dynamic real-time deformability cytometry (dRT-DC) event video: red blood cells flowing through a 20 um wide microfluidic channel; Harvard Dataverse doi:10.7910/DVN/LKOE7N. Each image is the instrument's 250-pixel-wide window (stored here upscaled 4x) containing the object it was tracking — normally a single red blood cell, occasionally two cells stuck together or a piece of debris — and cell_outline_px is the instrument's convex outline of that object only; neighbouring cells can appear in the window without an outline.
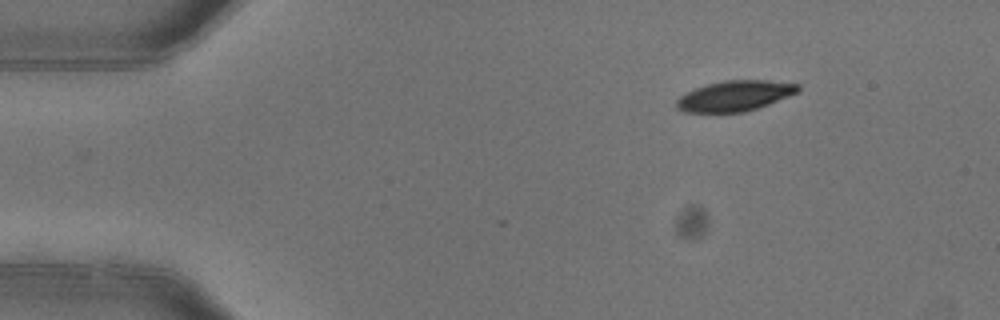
{"species": "common noctule bat (a hibernating species)", "species_latin": "Nyctalus noctula", "temperature_condition": "warm", "stored_images_in_passage": 3, "camera_frame_rate_fps": 3000, "um_per_image_px": 0.085, "animal": {"sex": "female"}, "frame": {"image": 1, "passage_image": 1, "time_ms": 0.0, "image_size_px": [1000, 320], "cell_outline_px": [[800, 88], [796, 92], [788, 96], [768, 104], [744, 112], [684, 112], [676, 108], [676, 100], [680, 96], [696, 88], [708, 84], [724, 80], [768, 80], [800, 84]], "centroid_in_image_um": [62.45, 8.14], "position_along_channel_um": 22.6, "area_um2": 21.33}}